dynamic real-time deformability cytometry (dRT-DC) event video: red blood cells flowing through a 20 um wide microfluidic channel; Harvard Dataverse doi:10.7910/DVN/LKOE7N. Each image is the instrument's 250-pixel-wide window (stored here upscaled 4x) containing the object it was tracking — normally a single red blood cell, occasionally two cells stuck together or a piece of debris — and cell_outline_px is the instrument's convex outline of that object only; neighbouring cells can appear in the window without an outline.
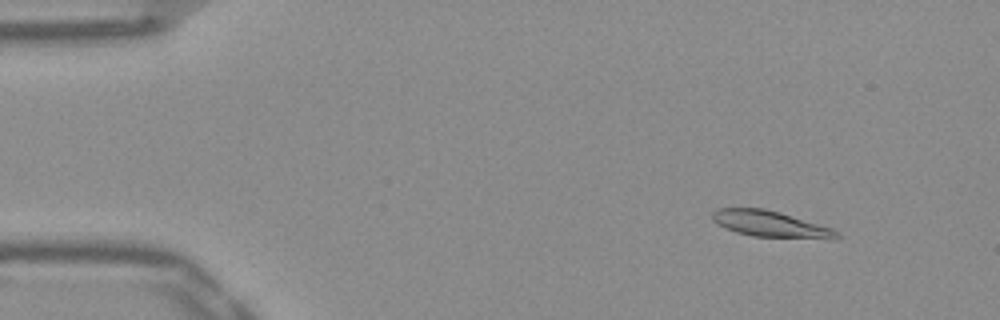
{"species": "Egyptian fruit bat (a non-hibernating species)", "species_latin": "Rousettus aegyptiacus", "temperature_condition": "warm", "stored_images_in_passage": 52, "camera_frame_rate_fps": 3000, "um_per_image_px": 0.085, "frame": {"image": 1, "passage_image": 6, "time_ms": 1.667, "image_size_px": [1000, 320], "cell_outline_px": [[840, 236], [836, 240], [832, 240], [752, 236], [736, 232], [724, 228], [716, 224], [712, 220], [712, 212], [716, 208], [764, 208], [780, 212], [832, 228], [840, 232]], "centroid_in_image_um": [65.52, 19.06], "position_along_channel_um": 19.5, "area_um2": 19.42}}
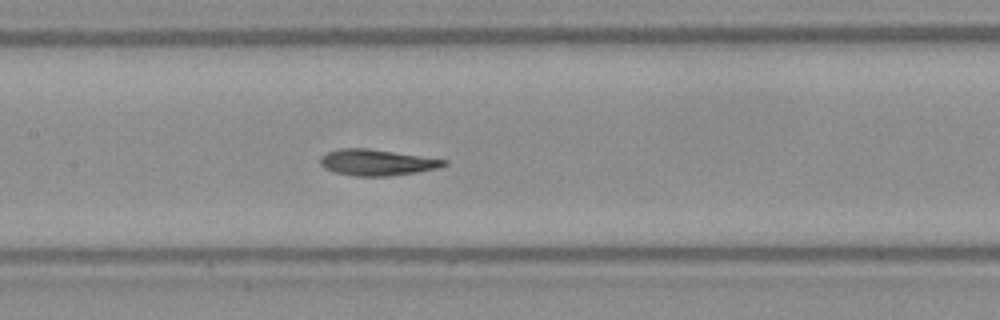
{"frame": {"image": 2, "passage_image": 25, "time_ms": 8.0, "image_size_px": [1000, 320], "cell_outline_px": [[448, 164], [440, 168], [416, 172], [388, 176], [352, 176], [336, 172], [324, 168], [320, 164], [320, 156], [336, 148], [368, 148], [448, 160]], "centroid_in_image_um": [32.02, 13.8], "position_along_channel_um": 175.4, "area_um2": 18.9}}
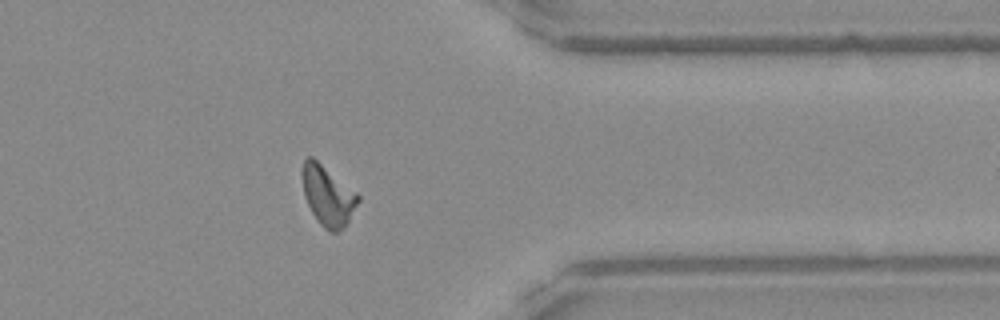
{"frame": {"image": 3, "passage_image": 42, "time_ms": 13.667, "image_size_px": [1000, 320], "cell_outline_px": [[360, 200], [344, 228], [336, 232], [328, 232], [320, 224], [312, 212], [304, 196], [300, 176], [300, 172], [304, 160], [308, 156], [312, 156], [356, 192], [360, 196]], "centroid_in_image_um": [27.83, 16.62], "position_along_channel_um": 383.6, "area_um2": 19.59}, "authors_computed_cell_mechanics": {"area_um2": 18.9873, "velocity_mm_per_s": 3.8963, "shape_relaxation_time_tau1_ms": 3.633, "shape_relaxation_time_tau2_ms": 1.8137, "deformation_change_tau1": 0.1912, "deformation_change_tau2": 0.0926}}